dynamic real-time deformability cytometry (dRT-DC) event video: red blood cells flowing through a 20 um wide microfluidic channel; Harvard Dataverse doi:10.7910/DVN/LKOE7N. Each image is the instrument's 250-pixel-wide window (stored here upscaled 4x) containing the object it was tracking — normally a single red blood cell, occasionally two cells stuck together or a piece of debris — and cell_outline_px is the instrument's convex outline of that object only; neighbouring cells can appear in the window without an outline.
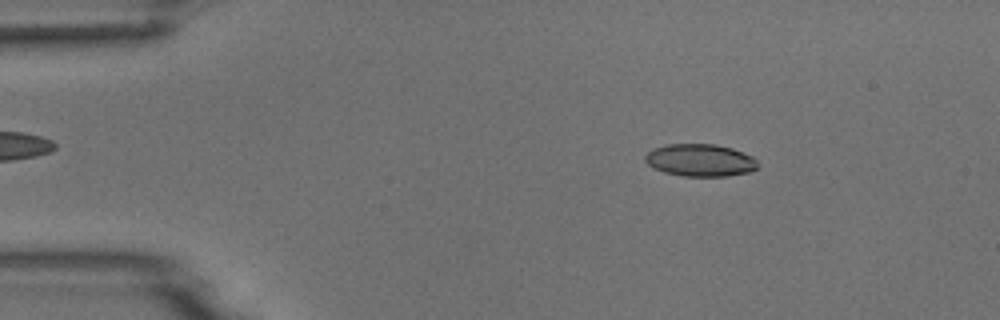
{"species": "common noctule bat (a hibernating species)", "species_latin": "Nyctalus noctula", "temperature_condition": "room temperature", "stored_images_in_passage": 4, "camera_frame_rate_fps": 3000, "um_per_image_px": 0.085, "animal": {"sex": "male", "body_mass_g": 18.8}, "frame": {"image": 1, "passage_image": 2, "time_ms": 1.0, "image_size_px": [1000, 320], "cell_outline_px": [[756, 168], [752, 172], [728, 176], [684, 176], [664, 172], [648, 164], [644, 160], [644, 156], [652, 148], [668, 144], [716, 144], [732, 148], [752, 156], [756, 160]], "centroid_in_image_um": [59.51, 13.61], "position_along_channel_um": 25.5, "area_um2": 21.27}}